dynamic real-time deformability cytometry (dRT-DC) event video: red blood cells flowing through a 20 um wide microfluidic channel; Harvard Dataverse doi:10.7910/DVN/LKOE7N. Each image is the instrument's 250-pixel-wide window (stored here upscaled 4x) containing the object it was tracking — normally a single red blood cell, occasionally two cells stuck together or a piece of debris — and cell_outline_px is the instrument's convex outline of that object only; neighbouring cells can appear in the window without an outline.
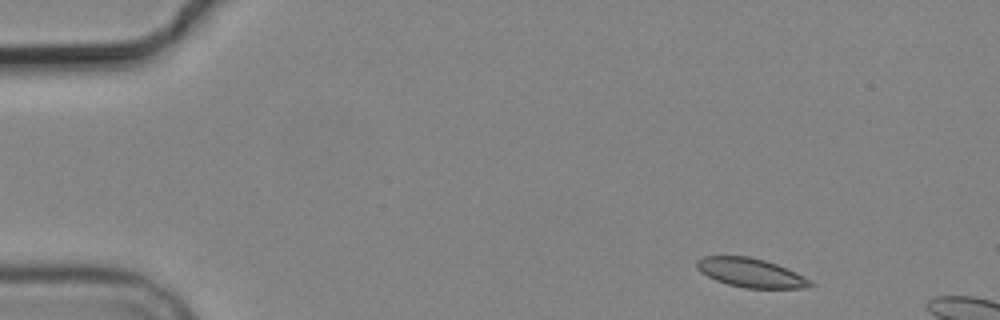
{"species": "common noctule bat (a hibernating species)", "species_latin": "Nyctalus noctula", "temperature_condition": "cold", "stored_images_in_passage": 3, "camera_frame_rate_fps": 3000, "um_per_image_px": 0.085, "animal": {"sex": "male", "body_mass_g": 19.2, "forearm_length_mm": 51.8}, "frame": {"image": 1, "passage_image": 1, "time_ms": 0.0, "image_size_px": [1000, 320], "cell_outline_px": [[816, 284], [808, 288], [744, 288], [728, 284], [716, 280], [700, 272], [696, 268], [696, 260], [704, 256], [748, 256], [764, 260], [776, 264], [796, 272], [812, 280]], "centroid_in_image_um": [63.83, 23.19], "position_along_channel_um": 21.2, "area_um2": 19.31}}